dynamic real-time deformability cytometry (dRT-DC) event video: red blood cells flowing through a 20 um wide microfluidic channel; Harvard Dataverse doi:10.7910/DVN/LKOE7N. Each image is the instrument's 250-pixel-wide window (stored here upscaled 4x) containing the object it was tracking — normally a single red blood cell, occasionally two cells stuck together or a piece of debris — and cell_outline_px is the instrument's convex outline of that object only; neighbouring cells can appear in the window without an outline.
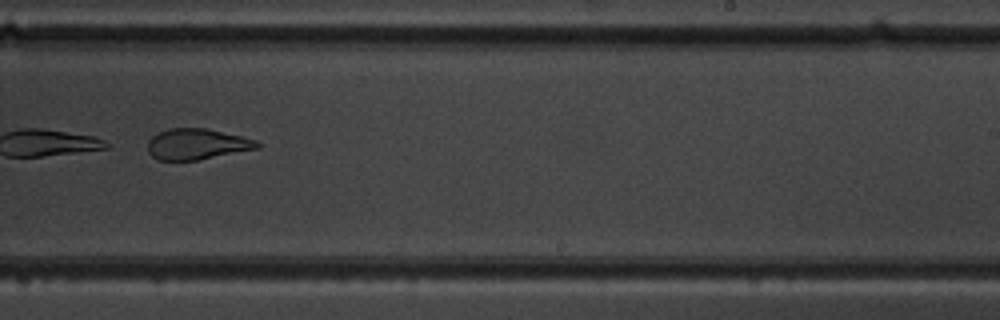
{"species": "common noctule bat (a hibernating species)", "species_latin": "Nyctalus noctula", "temperature_condition": "warm", "stored_images_in_passage": 45, "camera_frame_rate_fps": 3000, "um_per_image_px": 0.085, "animal": {"sex": "male", "body_mass_g": 19.5, "forearm_length_mm": 54.6}, "frame": {"image": 1, "passage_image": 26, "time_ms": 8.333, "image_size_px": [1000, 320], "cell_outline_px": [[260, 148], [196, 160], [160, 160], [152, 156], [148, 152], [148, 140], [152, 136], [168, 128], [208, 128], [244, 136], [256, 140], [260, 144]], "centroid_in_image_um": [16.76, 12.24], "position_along_channel_um": 272.2, "area_um2": 19.77}}
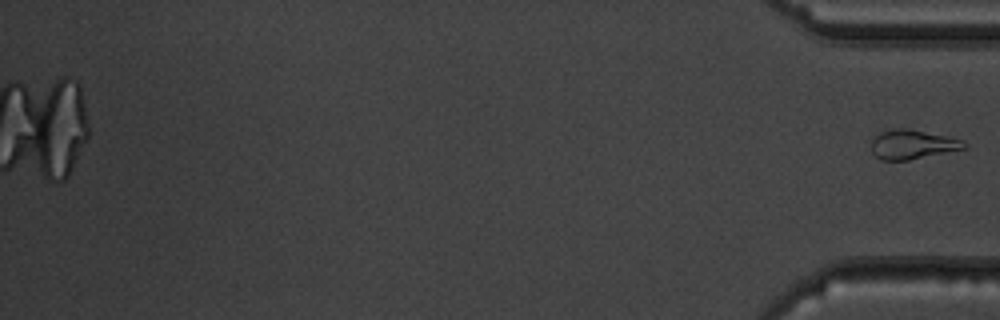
{"frame": {"image": 2, "passage_image": 45, "time_ms": 14.667, "image_size_px": [1000, 320], "cell_outline_px": [[968, 148], [908, 160], [880, 160], [872, 152], [872, 136], [880, 132], [896, 128], [904, 128], [948, 136], [964, 140], [968, 144]], "centroid_in_image_um": [77.58, 12.28], "position_along_channel_um": 357.6, "area_um2": 15.95}}